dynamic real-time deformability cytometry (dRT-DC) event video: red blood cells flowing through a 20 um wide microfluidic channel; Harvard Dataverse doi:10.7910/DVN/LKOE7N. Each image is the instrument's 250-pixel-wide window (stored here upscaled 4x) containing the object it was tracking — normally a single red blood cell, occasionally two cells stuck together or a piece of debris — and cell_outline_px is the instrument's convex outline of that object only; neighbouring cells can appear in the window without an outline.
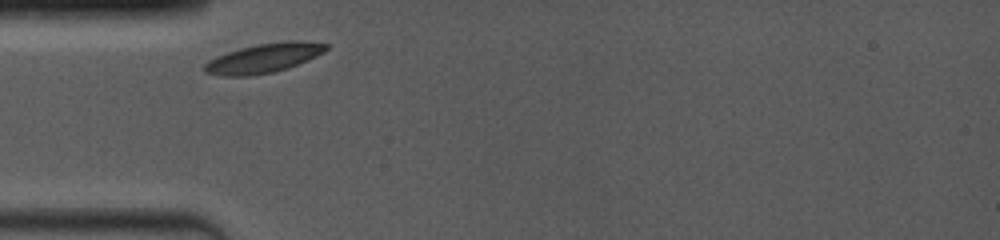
{"species": "common noctule bat (a hibernating species)", "species_latin": "Nyctalus noctula", "temperature_condition": "room temperature", "stored_images_in_passage": 23, "camera_frame_rate_fps": 4000, "um_per_image_px": 0.085, "animal": {"sex": "female", "body_mass_g": 19.0, "forearm_length_mm": 53.3}, "frame": {"image": 1, "passage_image": 1, "time_ms": 0.0, "image_size_px": [1000, 240], "cell_outline_px": [[328, 48], [324, 52], [308, 60], [288, 68], [272, 72], [248, 76], [220, 76], [204, 72], [204, 64], [208, 60], [216, 56], [240, 48], [256, 44], [288, 40], [292, 40], [328, 44]], "centroid_in_image_um": [22.39, 4.94], "position_along_channel_um": 62.6, "area_um2": 20.75}}
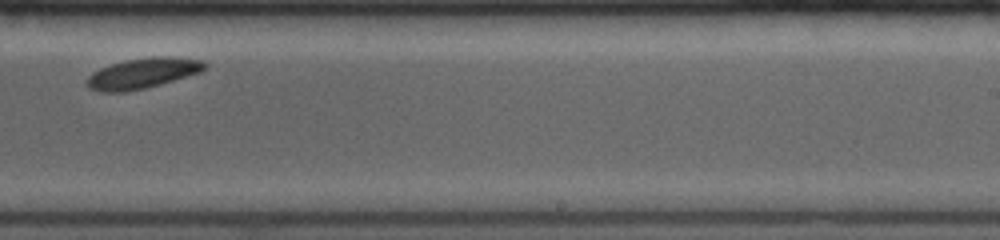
{"frame": {"image": 2, "passage_image": 14, "time_ms": 5.75, "image_size_px": [1000, 240], "cell_outline_px": [[208, 64], [200, 72], [160, 84], [144, 88], [124, 92], [96, 92], [88, 88], [84, 80], [92, 72], [100, 68], [124, 60], [152, 56], [176, 56], [204, 60]], "centroid_in_image_um": [12.09, 6.22], "position_along_channel_um": 276.9, "area_um2": 21.15}}
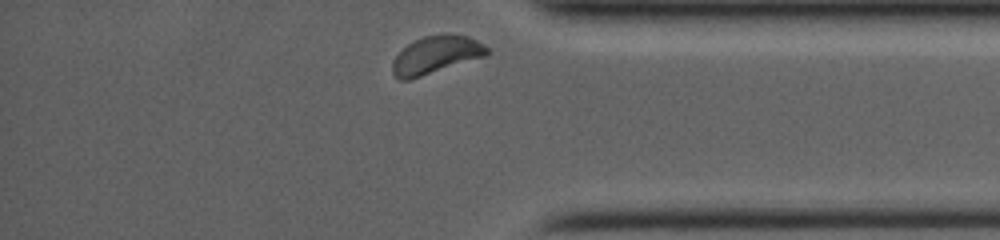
{"frame": {"image": 3, "passage_image": 23, "time_ms": 9.0, "image_size_px": [1000, 240], "cell_outline_px": [[492, 52], [488, 56], [408, 80], [400, 80], [392, 72], [392, 64], [396, 56], [408, 44], [424, 36], [440, 32], [448, 32], [468, 36], [484, 44]], "centroid_in_image_um": [37.13, 4.64], "position_along_channel_um": 398.1, "area_um2": 21.1}, "authors_computed_cell_mechanics": {"area_um2": 20.5768, "velocity_mm_per_s": 3.7693, "shape_relaxation_time_tau1_ms": 0.0614, "shape_relaxation_time_tau2_ms": 6.4405, "deformation_change_tau1": 0.0596, "deformation_change_tau2": 0.054}}